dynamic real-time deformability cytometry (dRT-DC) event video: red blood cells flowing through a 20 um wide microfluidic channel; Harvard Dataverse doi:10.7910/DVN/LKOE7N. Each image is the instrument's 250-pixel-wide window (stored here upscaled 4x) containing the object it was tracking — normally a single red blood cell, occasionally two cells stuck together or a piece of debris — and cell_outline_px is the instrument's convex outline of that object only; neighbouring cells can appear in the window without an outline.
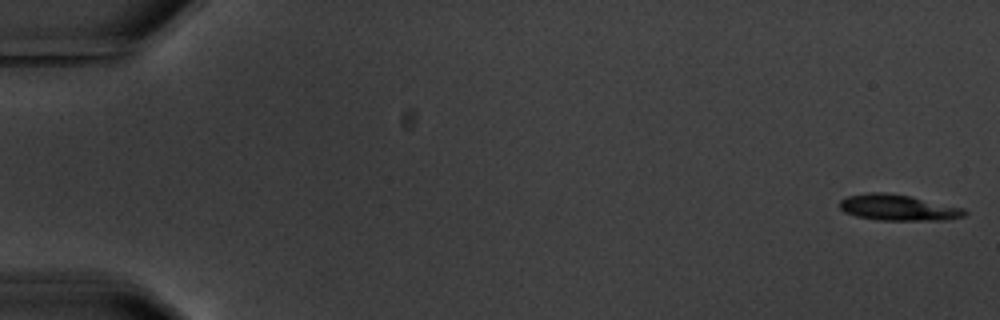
{"species": "common noctule bat (a hibernating species)", "species_latin": "Nyctalus noctula", "temperature_condition": "warm", "stored_images_in_passage": 6, "camera_frame_rate_fps": 3000, "um_per_image_px": 0.085, "animal": {"sex": "male", "body_mass_g": 20.1, "forearm_length_mm": 53.5}, "frame": {"image": 1, "passage_image": 1, "time_ms": 0.0, "image_size_px": [1000, 320], "cell_outline_px": [[968, 212], [964, 216], [944, 220], [880, 220], [856, 216], [844, 212], [840, 208], [840, 200], [848, 196], [868, 192], [884, 192], [908, 196], [964, 208]], "centroid_in_image_um": [76.32, 17.65], "position_along_channel_um": 8.7, "area_um2": 18.73}}
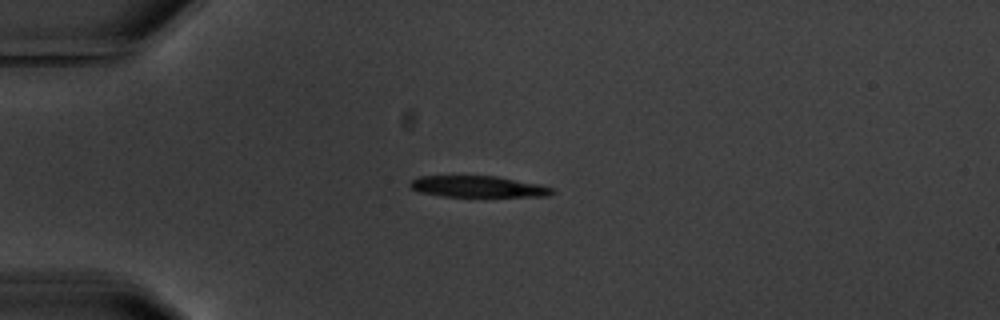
{"frame": {"image": 2, "passage_image": 5, "time_ms": 4.667, "image_size_px": [1000, 320], "cell_outline_px": [[556, 192], [548, 196], [444, 196], [420, 192], [412, 188], [408, 184], [412, 180], [420, 176], [496, 176], [540, 184], [556, 188]], "centroid_in_image_um": [40.69, 15.86], "position_along_channel_um": 44.3, "area_um2": 17.57}}